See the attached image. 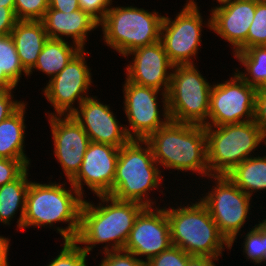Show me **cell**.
<instances>
[{"label": "cell", "mask_w": 266, "mask_h": 266, "mask_svg": "<svg viewBox=\"0 0 266 266\" xmlns=\"http://www.w3.org/2000/svg\"><path fill=\"white\" fill-rule=\"evenodd\" d=\"M102 258L99 266H146L144 260H140L133 253L116 250L102 253Z\"/></svg>", "instance_id": "34"}, {"label": "cell", "mask_w": 266, "mask_h": 266, "mask_svg": "<svg viewBox=\"0 0 266 266\" xmlns=\"http://www.w3.org/2000/svg\"><path fill=\"white\" fill-rule=\"evenodd\" d=\"M17 21L14 7L0 6V36L10 34Z\"/></svg>", "instance_id": "38"}, {"label": "cell", "mask_w": 266, "mask_h": 266, "mask_svg": "<svg viewBox=\"0 0 266 266\" xmlns=\"http://www.w3.org/2000/svg\"><path fill=\"white\" fill-rule=\"evenodd\" d=\"M164 15L134 6H111L101 25L103 40L125 57L134 49L160 40Z\"/></svg>", "instance_id": "6"}, {"label": "cell", "mask_w": 266, "mask_h": 266, "mask_svg": "<svg viewBox=\"0 0 266 266\" xmlns=\"http://www.w3.org/2000/svg\"><path fill=\"white\" fill-rule=\"evenodd\" d=\"M257 91H266V80L264 83L257 89Z\"/></svg>", "instance_id": "45"}, {"label": "cell", "mask_w": 266, "mask_h": 266, "mask_svg": "<svg viewBox=\"0 0 266 266\" xmlns=\"http://www.w3.org/2000/svg\"><path fill=\"white\" fill-rule=\"evenodd\" d=\"M211 178L215 182L214 188L212 186L208 193L199 198L232 249L237 236L242 235L240 232L249 218L248 214L251 215L252 197L236 186L227 175H211Z\"/></svg>", "instance_id": "9"}, {"label": "cell", "mask_w": 266, "mask_h": 266, "mask_svg": "<svg viewBox=\"0 0 266 266\" xmlns=\"http://www.w3.org/2000/svg\"><path fill=\"white\" fill-rule=\"evenodd\" d=\"M258 224H255V226L252 228H249V232L247 230V233L245 235H242L245 237L243 240V255L246 257V259L250 260V263L252 262L255 265H261V263H264V220L262 222L258 221ZM245 253V254H244Z\"/></svg>", "instance_id": "28"}, {"label": "cell", "mask_w": 266, "mask_h": 266, "mask_svg": "<svg viewBox=\"0 0 266 266\" xmlns=\"http://www.w3.org/2000/svg\"><path fill=\"white\" fill-rule=\"evenodd\" d=\"M50 39L65 40L71 38L72 43L84 49L90 31L100 27L99 23L82 9L73 12H61L48 8L41 20Z\"/></svg>", "instance_id": "20"}, {"label": "cell", "mask_w": 266, "mask_h": 266, "mask_svg": "<svg viewBox=\"0 0 266 266\" xmlns=\"http://www.w3.org/2000/svg\"><path fill=\"white\" fill-rule=\"evenodd\" d=\"M24 102L12 115L0 122V158L30 160L26 156L24 140L26 137Z\"/></svg>", "instance_id": "22"}, {"label": "cell", "mask_w": 266, "mask_h": 266, "mask_svg": "<svg viewBox=\"0 0 266 266\" xmlns=\"http://www.w3.org/2000/svg\"><path fill=\"white\" fill-rule=\"evenodd\" d=\"M190 256L181 248L171 245L167 250L150 258L146 266H187Z\"/></svg>", "instance_id": "32"}, {"label": "cell", "mask_w": 266, "mask_h": 266, "mask_svg": "<svg viewBox=\"0 0 266 266\" xmlns=\"http://www.w3.org/2000/svg\"><path fill=\"white\" fill-rule=\"evenodd\" d=\"M229 179L250 197L266 190V154L252 156L237 165L227 174Z\"/></svg>", "instance_id": "25"}, {"label": "cell", "mask_w": 266, "mask_h": 266, "mask_svg": "<svg viewBox=\"0 0 266 266\" xmlns=\"http://www.w3.org/2000/svg\"><path fill=\"white\" fill-rule=\"evenodd\" d=\"M254 122L266 140V91H256Z\"/></svg>", "instance_id": "37"}, {"label": "cell", "mask_w": 266, "mask_h": 266, "mask_svg": "<svg viewBox=\"0 0 266 266\" xmlns=\"http://www.w3.org/2000/svg\"><path fill=\"white\" fill-rule=\"evenodd\" d=\"M30 182L26 193L25 215L22 229L54 227L53 224L68 223L66 227H56L64 241H75L80 229L81 208L84 197L69 182ZM65 187V188H64Z\"/></svg>", "instance_id": "2"}, {"label": "cell", "mask_w": 266, "mask_h": 266, "mask_svg": "<svg viewBox=\"0 0 266 266\" xmlns=\"http://www.w3.org/2000/svg\"><path fill=\"white\" fill-rule=\"evenodd\" d=\"M120 148L102 143L90 142L78 173L69 181L85 197V184L98 195H109L113 188Z\"/></svg>", "instance_id": "15"}, {"label": "cell", "mask_w": 266, "mask_h": 266, "mask_svg": "<svg viewBox=\"0 0 266 266\" xmlns=\"http://www.w3.org/2000/svg\"><path fill=\"white\" fill-rule=\"evenodd\" d=\"M0 6L14 7L15 6V0H0Z\"/></svg>", "instance_id": "43"}, {"label": "cell", "mask_w": 266, "mask_h": 266, "mask_svg": "<svg viewBox=\"0 0 266 266\" xmlns=\"http://www.w3.org/2000/svg\"><path fill=\"white\" fill-rule=\"evenodd\" d=\"M257 89L235 71L230 80L214 83L210 91L208 121L204 126L239 124L254 120Z\"/></svg>", "instance_id": "12"}, {"label": "cell", "mask_w": 266, "mask_h": 266, "mask_svg": "<svg viewBox=\"0 0 266 266\" xmlns=\"http://www.w3.org/2000/svg\"><path fill=\"white\" fill-rule=\"evenodd\" d=\"M211 88L195 64L174 66L167 93L170 119L204 125L208 121Z\"/></svg>", "instance_id": "8"}, {"label": "cell", "mask_w": 266, "mask_h": 266, "mask_svg": "<svg viewBox=\"0 0 266 266\" xmlns=\"http://www.w3.org/2000/svg\"><path fill=\"white\" fill-rule=\"evenodd\" d=\"M205 132L207 162L211 175H227L237 165L252 157L258 146L262 143L266 145V140L254 120L239 124L205 126Z\"/></svg>", "instance_id": "7"}, {"label": "cell", "mask_w": 266, "mask_h": 266, "mask_svg": "<svg viewBox=\"0 0 266 266\" xmlns=\"http://www.w3.org/2000/svg\"><path fill=\"white\" fill-rule=\"evenodd\" d=\"M146 140L130 139L120 147L113 188L109 196L120 201H134L153 207L150 191L163 184L162 171Z\"/></svg>", "instance_id": "4"}, {"label": "cell", "mask_w": 266, "mask_h": 266, "mask_svg": "<svg viewBox=\"0 0 266 266\" xmlns=\"http://www.w3.org/2000/svg\"><path fill=\"white\" fill-rule=\"evenodd\" d=\"M266 46V0H256V11L247 35V48Z\"/></svg>", "instance_id": "29"}, {"label": "cell", "mask_w": 266, "mask_h": 266, "mask_svg": "<svg viewBox=\"0 0 266 266\" xmlns=\"http://www.w3.org/2000/svg\"><path fill=\"white\" fill-rule=\"evenodd\" d=\"M30 161L0 158V187L19 178L31 166Z\"/></svg>", "instance_id": "33"}, {"label": "cell", "mask_w": 266, "mask_h": 266, "mask_svg": "<svg viewBox=\"0 0 266 266\" xmlns=\"http://www.w3.org/2000/svg\"><path fill=\"white\" fill-rule=\"evenodd\" d=\"M264 249H265L264 264H266V219H264Z\"/></svg>", "instance_id": "44"}, {"label": "cell", "mask_w": 266, "mask_h": 266, "mask_svg": "<svg viewBox=\"0 0 266 266\" xmlns=\"http://www.w3.org/2000/svg\"><path fill=\"white\" fill-rule=\"evenodd\" d=\"M218 258V256L191 255L188 258L187 266H216L215 261H218Z\"/></svg>", "instance_id": "40"}, {"label": "cell", "mask_w": 266, "mask_h": 266, "mask_svg": "<svg viewBox=\"0 0 266 266\" xmlns=\"http://www.w3.org/2000/svg\"><path fill=\"white\" fill-rule=\"evenodd\" d=\"M81 49L61 72L51 79L42 90L45 98L54 111L48 115H71L77 106L89 97L88 90L92 86L91 68L88 67L86 58L89 51ZM86 94V95H85Z\"/></svg>", "instance_id": "13"}, {"label": "cell", "mask_w": 266, "mask_h": 266, "mask_svg": "<svg viewBox=\"0 0 266 266\" xmlns=\"http://www.w3.org/2000/svg\"><path fill=\"white\" fill-rule=\"evenodd\" d=\"M256 11V0H231L210 10L211 29L229 42L235 52L247 49V35Z\"/></svg>", "instance_id": "19"}, {"label": "cell", "mask_w": 266, "mask_h": 266, "mask_svg": "<svg viewBox=\"0 0 266 266\" xmlns=\"http://www.w3.org/2000/svg\"><path fill=\"white\" fill-rule=\"evenodd\" d=\"M228 1H231V0H217L216 2L219 3V5H220V4L228 2Z\"/></svg>", "instance_id": "46"}, {"label": "cell", "mask_w": 266, "mask_h": 266, "mask_svg": "<svg viewBox=\"0 0 266 266\" xmlns=\"http://www.w3.org/2000/svg\"><path fill=\"white\" fill-rule=\"evenodd\" d=\"M10 240L4 236H0V266H11L8 262Z\"/></svg>", "instance_id": "41"}, {"label": "cell", "mask_w": 266, "mask_h": 266, "mask_svg": "<svg viewBox=\"0 0 266 266\" xmlns=\"http://www.w3.org/2000/svg\"><path fill=\"white\" fill-rule=\"evenodd\" d=\"M186 1L174 20L164 16L162 22L160 41L174 66L194 64L193 58L197 57L201 47L203 24L211 29V18L207 24L203 22L197 0Z\"/></svg>", "instance_id": "10"}, {"label": "cell", "mask_w": 266, "mask_h": 266, "mask_svg": "<svg viewBox=\"0 0 266 266\" xmlns=\"http://www.w3.org/2000/svg\"><path fill=\"white\" fill-rule=\"evenodd\" d=\"M14 89H0V122L12 115L24 101L14 100Z\"/></svg>", "instance_id": "36"}, {"label": "cell", "mask_w": 266, "mask_h": 266, "mask_svg": "<svg viewBox=\"0 0 266 266\" xmlns=\"http://www.w3.org/2000/svg\"><path fill=\"white\" fill-rule=\"evenodd\" d=\"M80 9L88 13L99 24L103 21L106 12L112 5V0H78Z\"/></svg>", "instance_id": "35"}, {"label": "cell", "mask_w": 266, "mask_h": 266, "mask_svg": "<svg viewBox=\"0 0 266 266\" xmlns=\"http://www.w3.org/2000/svg\"><path fill=\"white\" fill-rule=\"evenodd\" d=\"M233 56L245 69L243 72L236 68L235 72L250 86L258 89L266 80V46H253L235 52Z\"/></svg>", "instance_id": "26"}, {"label": "cell", "mask_w": 266, "mask_h": 266, "mask_svg": "<svg viewBox=\"0 0 266 266\" xmlns=\"http://www.w3.org/2000/svg\"><path fill=\"white\" fill-rule=\"evenodd\" d=\"M29 168L16 180L0 187V223L9 225L20 209L17 228L22 230L25 215L26 193L30 185Z\"/></svg>", "instance_id": "23"}, {"label": "cell", "mask_w": 266, "mask_h": 266, "mask_svg": "<svg viewBox=\"0 0 266 266\" xmlns=\"http://www.w3.org/2000/svg\"><path fill=\"white\" fill-rule=\"evenodd\" d=\"M197 200L177 208L165 206L171 243L189 255L222 257L226 248L230 250V242L219 231L205 204Z\"/></svg>", "instance_id": "5"}, {"label": "cell", "mask_w": 266, "mask_h": 266, "mask_svg": "<svg viewBox=\"0 0 266 266\" xmlns=\"http://www.w3.org/2000/svg\"><path fill=\"white\" fill-rule=\"evenodd\" d=\"M97 96L86 98L71 114L87 133L91 142L109 144L120 148L128 137L125 125L119 124L116 115Z\"/></svg>", "instance_id": "18"}, {"label": "cell", "mask_w": 266, "mask_h": 266, "mask_svg": "<svg viewBox=\"0 0 266 266\" xmlns=\"http://www.w3.org/2000/svg\"><path fill=\"white\" fill-rule=\"evenodd\" d=\"M17 86L8 75H0V89H16Z\"/></svg>", "instance_id": "42"}, {"label": "cell", "mask_w": 266, "mask_h": 266, "mask_svg": "<svg viewBox=\"0 0 266 266\" xmlns=\"http://www.w3.org/2000/svg\"><path fill=\"white\" fill-rule=\"evenodd\" d=\"M160 91L140 86L125 78L123 85L124 112L129 127L125 125L126 133L130 139L146 140L152 133L168 123L170 119L168 110V97L161 93L162 112L159 111L158 93ZM164 109V110H163ZM163 118L161 119V114Z\"/></svg>", "instance_id": "11"}, {"label": "cell", "mask_w": 266, "mask_h": 266, "mask_svg": "<svg viewBox=\"0 0 266 266\" xmlns=\"http://www.w3.org/2000/svg\"><path fill=\"white\" fill-rule=\"evenodd\" d=\"M50 8L61 12H73L80 9L78 0H47Z\"/></svg>", "instance_id": "39"}, {"label": "cell", "mask_w": 266, "mask_h": 266, "mask_svg": "<svg viewBox=\"0 0 266 266\" xmlns=\"http://www.w3.org/2000/svg\"><path fill=\"white\" fill-rule=\"evenodd\" d=\"M23 72V73H22ZM22 74L29 77L22 66L10 34L0 36V75H8L17 85Z\"/></svg>", "instance_id": "27"}, {"label": "cell", "mask_w": 266, "mask_h": 266, "mask_svg": "<svg viewBox=\"0 0 266 266\" xmlns=\"http://www.w3.org/2000/svg\"><path fill=\"white\" fill-rule=\"evenodd\" d=\"M10 35L22 66L29 72L48 40L42 21L18 20Z\"/></svg>", "instance_id": "21"}, {"label": "cell", "mask_w": 266, "mask_h": 266, "mask_svg": "<svg viewBox=\"0 0 266 266\" xmlns=\"http://www.w3.org/2000/svg\"><path fill=\"white\" fill-rule=\"evenodd\" d=\"M47 117L53 137V153L69 182L78 173L91 141L72 115Z\"/></svg>", "instance_id": "16"}, {"label": "cell", "mask_w": 266, "mask_h": 266, "mask_svg": "<svg viewBox=\"0 0 266 266\" xmlns=\"http://www.w3.org/2000/svg\"><path fill=\"white\" fill-rule=\"evenodd\" d=\"M80 50L81 48L75 43L72 44L66 40L48 38L38 56L36 64L28 72V75L31 76L37 70L46 74L51 79L59 74Z\"/></svg>", "instance_id": "24"}, {"label": "cell", "mask_w": 266, "mask_h": 266, "mask_svg": "<svg viewBox=\"0 0 266 266\" xmlns=\"http://www.w3.org/2000/svg\"><path fill=\"white\" fill-rule=\"evenodd\" d=\"M87 257L75 241H64L59 254L47 266H87Z\"/></svg>", "instance_id": "30"}, {"label": "cell", "mask_w": 266, "mask_h": 266, "mask_svg": "<svg viewBox=\"0 0 266 266\" xmlns=\"http://www.w3.org/2000/svg\"><path fill=\"white\" fill-rule=\"evenodd\" d=\"M132 56L126 66V79L134 84L168 93L174 65L170 62L163 44L159 40L132 50L125 57Z\"/></svg>", "instance_id": "17"}, {"label": "cell", "mask_w": 266, "mask_h": 266, "mask_svg": "<svg viewBox=\"0 0 266 266\" xmlns=\"http://www.w3.org/2000/svg\"><path fill=\"white\" fill-rule=\"evenodd\" d=\"M146 141L159 167L209 177L207 137L204 125L170 120Z\"/></svg>", "instance_id": "3"}, {"label": "cell", "mask_w": 266, "mask_h": 266, "mask_svg": "<svg viewBox=\"0 0 266 266\" xmlns=\"http://www.w3.org/2000/svg\"><path fill=\"white\" fill-rule=\"evenodd\" d=\"M98 204L84 199L80 229L75 240L89 255L96 245L104 244L102 253L123 250L135 219L145 208L134 201H120L109 195H98ZM111 243V244H110Z\"/></svg>", "instance_id": "1"}, {"label": "cell", "mask_w": 266, "mask_h": 266, "mask_svg": "<svg viewBox=\"0 0 266 266\" xmlns=\"http://www.w3.org/2000/svg\"><path fill=\"white\" fill-rule=\"evenodd\" d=\"M171 245L170 223L166 209L164 206L160 208L158 204L155 208L145 207L139 213L123 250L133 253L140 260L145 257L144 262H147Z\"/></svg>", "instance_id": "14"}, {"label": "cell", "mask_w": 266, "mask_h": 266, "mask_svg": "<svg viewBox=\"0 0 266 266\" xmlns=\"http://www.w3.org/2000/svg\"><path fill=\"white\" fill-rule=\"evenodd\" d=\"M49 8L47 0H15L17 20L41 21Z\"/></svg>", "instance_id": "31"}]
</instances>
